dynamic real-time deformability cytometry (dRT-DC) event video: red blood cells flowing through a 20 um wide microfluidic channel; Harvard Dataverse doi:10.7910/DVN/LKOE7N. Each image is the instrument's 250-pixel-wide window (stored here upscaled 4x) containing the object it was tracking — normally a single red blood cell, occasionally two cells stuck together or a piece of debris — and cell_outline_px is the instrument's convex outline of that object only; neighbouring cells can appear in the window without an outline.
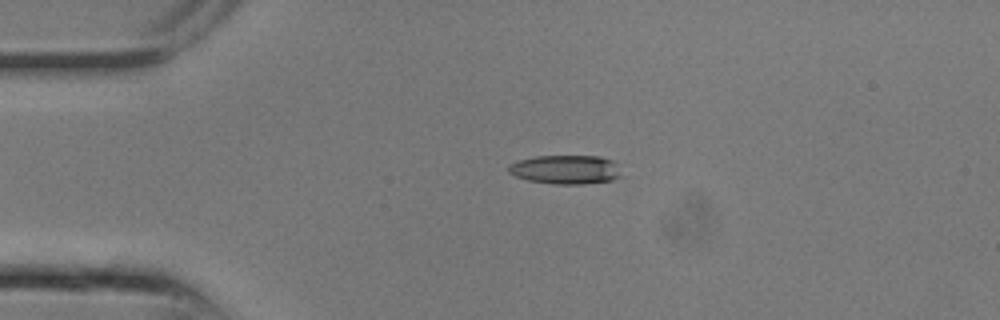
{"species": "common noctule bat (a hibernating species)", "species_latin": "Nyctalus noctula", "temperature_condition": "room temperature", "stored_images_in_passage": 11, "camera_frame_rate_fps": 3000, "um_per_image_px": 0.085, "animal": {"sex": "male", "body_mass_g": 13.3}, "frame": {"image": 1, "passage_image": 5, "time_ms": 1.333, "image_size_px": [1000, 320], "cell_outline_px": [[624, 176], [612, 180], [584, 184], [556, 184], [528, 180], [516, 176], [508, 172], [508, 168], [512, 164], [520, 160], [536, 156], [600, 156], [612, 160], [616, 164]], "centroid_in_image_um": [48.14, 14.41], "position_along_channel_um": 36.9, "area_um2": 19.02}}
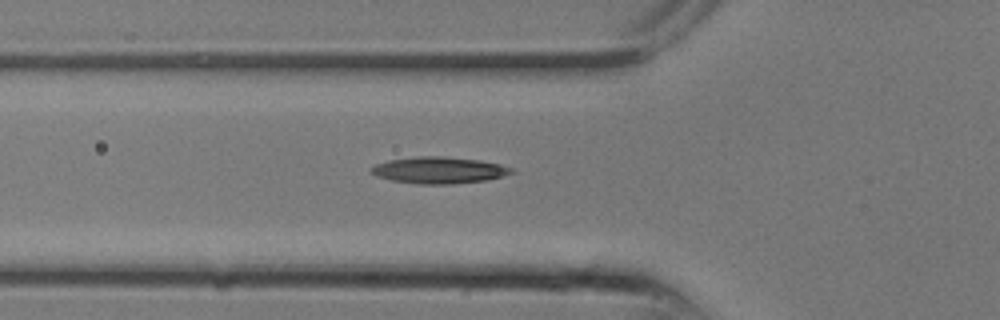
{"frame": {"image": 2, "passage_image": 8, "time_ms": 2.333, "image_size_px": [1000, 320], "cell_outline_px": [[516, 172], [488, 180], [452, 184], [420, 184], [392, 180], [376, 176], [368, 168], [376, 164], [388, 160], [416, 156], [444, 156], [480, 160], [500, 164], [512, 168]], "centroid_in_image_um": [37.32, 14.46], "position_along_channel_um": 88.5, "area_um2": 21.85}}
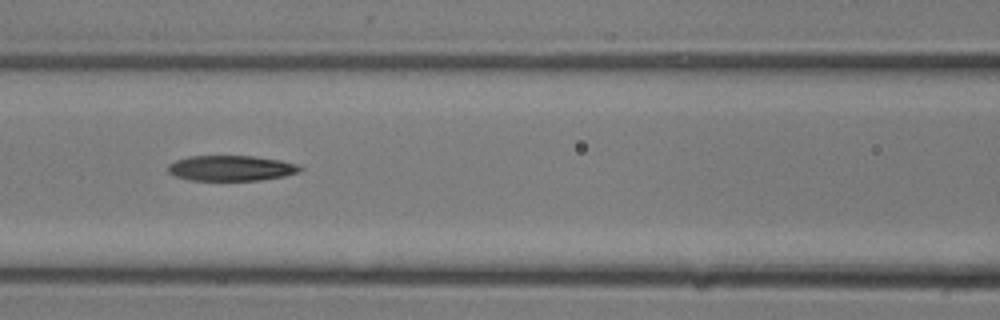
{"frame": {"image": 3, "passage_image": 10, "time_ms": 3.0, "image_size_px": [1000, 320], "cell_outline_px": [[304, 168], [296, 172], [284, 176], [260, 180], [188, 180], [176, 176], [168, 172], [168, 164], [176, 160], [188, 156], [252, 156], [280, 160], [296, 164]], "centroid_in_image_um": [19.61, 14.29], "position_along_channel_um": 147.0, "area_um2": 19.42}}